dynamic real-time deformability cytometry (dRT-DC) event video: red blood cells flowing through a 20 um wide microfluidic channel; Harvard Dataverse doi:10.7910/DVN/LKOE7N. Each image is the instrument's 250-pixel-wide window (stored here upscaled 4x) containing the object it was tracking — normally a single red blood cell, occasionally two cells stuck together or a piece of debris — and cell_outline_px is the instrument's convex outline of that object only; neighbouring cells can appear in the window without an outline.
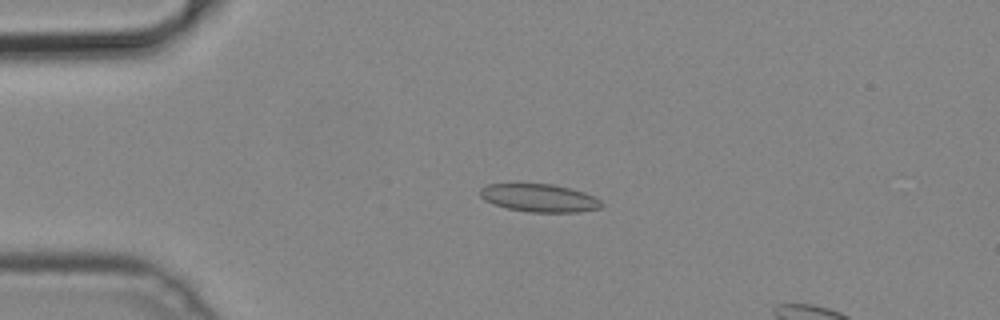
{"species": "common noctule bat (a hibernating species)", "species_latin": "Nyctalus noctula", "temperature_condition": "cold", "stored_images_in_passage": 48, "camera_frame_rate_fps": 3000, "um_per_image_px": 0.085, "animal": {"sex": "male", "body_mass_g": 19.2, "forearm_length_mm": 51.8}, "frame": {"image": 1, "passage_image": 12, "time_ms": 3.667, "image_size_px": [1000, 320], "cell_outline_px": [[604, 204], [600, 208], [580, 212], [528, 212], [508, 208], [492, 204], [484, 200], [480, 196], [480, 188], [488, 184], [512, 180], [552, 184], [584, 192], [600, 200]], "centroid_in_image_um": [45.75, 16.77], "position_along_channel_um": 39.3, "area_um2": 20.63}}
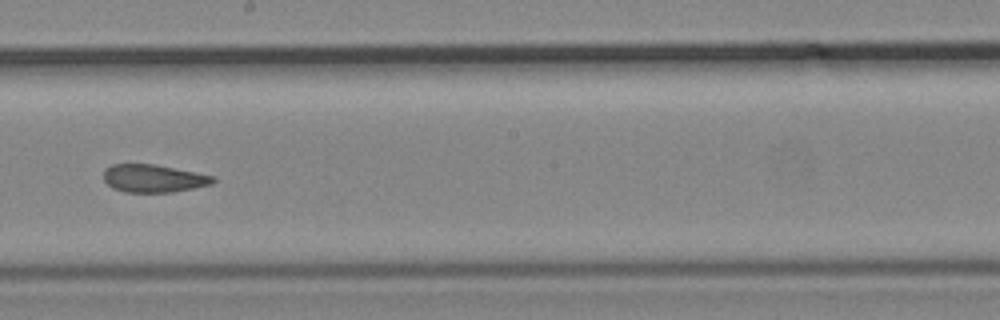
{"frame": {"image": 2, "passage_image": 29, "time_ms": 9.333, "image_size_px": [1000, 320], "cell_outline_px": [[216, 180], [212, 184], [172, 192], [124, 192], [112, 188], [104, 180], [104, 168], [112, 164], [156, 164], [216, 176]], "centroid_in_image_um": [13.05, 15.15], "position_along_channel_um": 235.2, "area_um2": 17.86}}
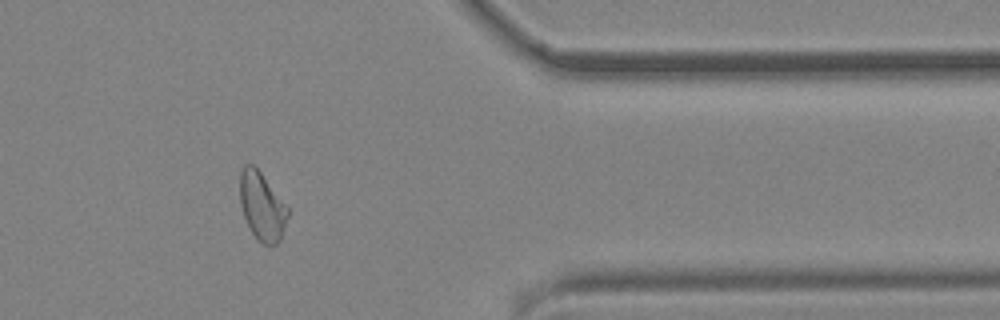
{"frame": {"image": 3, "passage_image": 42, "time_ms": 13.667, "image_size_px": [1000, 320], "cell_outline_px": [[288, 216], [280, 240], [276, 244], [264, 244], [252, 232], [244, 216], [240, 204], [240, 172], [244, 164], [252, 164], [260, 172], [288, 208]], "centroid_in_image_um": [22.25, 17.52], "position_along_channel_um": 389.1, "area_um2": 18.5}}